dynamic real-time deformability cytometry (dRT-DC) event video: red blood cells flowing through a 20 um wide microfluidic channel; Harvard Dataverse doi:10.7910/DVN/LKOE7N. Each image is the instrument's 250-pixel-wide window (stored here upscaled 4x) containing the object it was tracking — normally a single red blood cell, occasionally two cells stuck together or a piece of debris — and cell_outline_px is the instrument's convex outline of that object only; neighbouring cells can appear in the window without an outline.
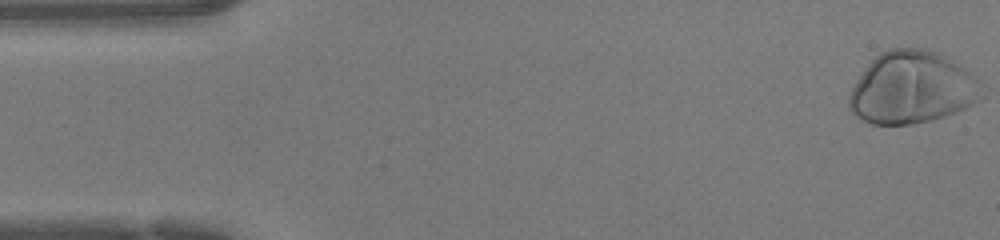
{"species": "human", "species_latin": "Homo sapiens", "temperature_condition": "warm", "stored_images_in_passage": 47, "camera_frame_rate_fps": 3000, "um_per_image_px": 0.085, "donor": {"sex": "female"}, "frame": {"image": 1, "passage_image": 1, "time_ms": 0.0, "image_size_px": [1000, 240], "cell_outline_px": [[984, 96], [980, 100], [956, 112], [932, 120], [912, 124], [872, 124], [856, 116], [848, 108], [848, 96], [856, 80], [868, 64], [880, 52], [888, 48], [924, 48], [964, 68], [980, 80]], "centroid_in_image_um": [77.5, 7.48], "position_along_channel_um": 7.5, "area_um2": 55.55}}
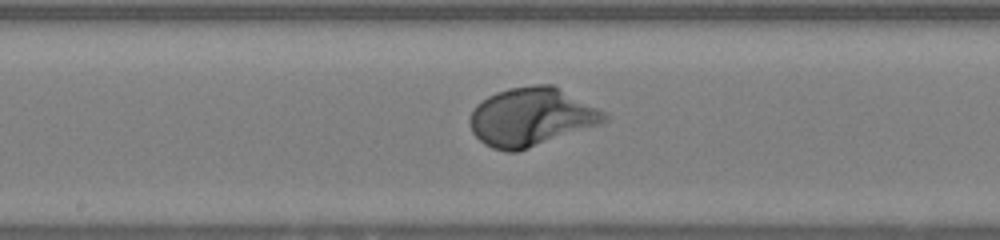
{"frame": {"image": 2, "passage_image": 24, "time_ms": 7.667, "image_size_px": [1000, 240], "cell_outline_px": [[608, 120], [600, 124], [516, 152], [508, 152], [492, 148], [484, 144], [472, 132], [468, 120], [476, 104], [488, 96], [496, 92], [512, 88], [536, 84], [552, 84], [604, 112], [608, 116]], "centroid_in_image_um": [45.12, 9.94], "position_along_channel_um": 203.1, "area_um2": 45.26}}
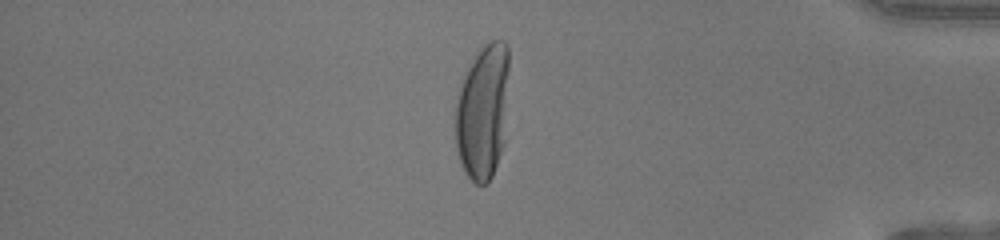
{"frame": {"image": 3, "passage_image": 40, "time_ms": 13.0, "image_size_px": [1000, 240], "cell_outline_px": [[508, 72], [500, 152], [492, 176], [488, 184], [476, 184], [464, 172], [456, 148], [456, 104], [464, 72], [468, 64], [480, 48], [484, 44], [492, 40], [504, 40], [508, 44]], "centroid_in_image_um": [40.99, 9.44], "position_along_channel_um": 394.2, "area_um2": 41.44}, "authors_computed_cell_mechanics": {"area_um2": 45.662, "velocity_mm_per_s": 4.229, "shape_relaxation_time_tau1_ms": 2.0832, "shape_relaxation_time_tau2_ms": null, "deformation_change_tau1": 0.186, "deformation_change_tau2": null}}